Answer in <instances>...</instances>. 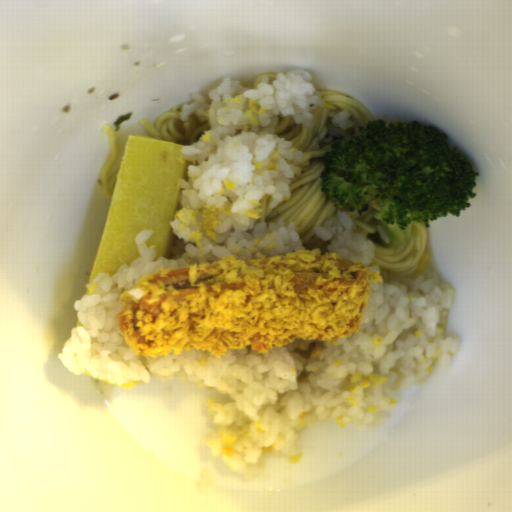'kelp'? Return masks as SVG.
<instances>
[{"mask_svg": "<svg viewBox=\"0 0 512 512\" xmlns=\"http://www.w3.org/2000/svg\"><path fill=\"white\" fill-rule=\"evenodd\" d=\"M132 113L133 112H125L114 121V132L119 130L120 124L124 121H127L129 117L132 115Z\"/></svg>", "mask_w": 512, "mask_h": 512, "instance_id": "1", "label": "kelp"}]
</instances>
